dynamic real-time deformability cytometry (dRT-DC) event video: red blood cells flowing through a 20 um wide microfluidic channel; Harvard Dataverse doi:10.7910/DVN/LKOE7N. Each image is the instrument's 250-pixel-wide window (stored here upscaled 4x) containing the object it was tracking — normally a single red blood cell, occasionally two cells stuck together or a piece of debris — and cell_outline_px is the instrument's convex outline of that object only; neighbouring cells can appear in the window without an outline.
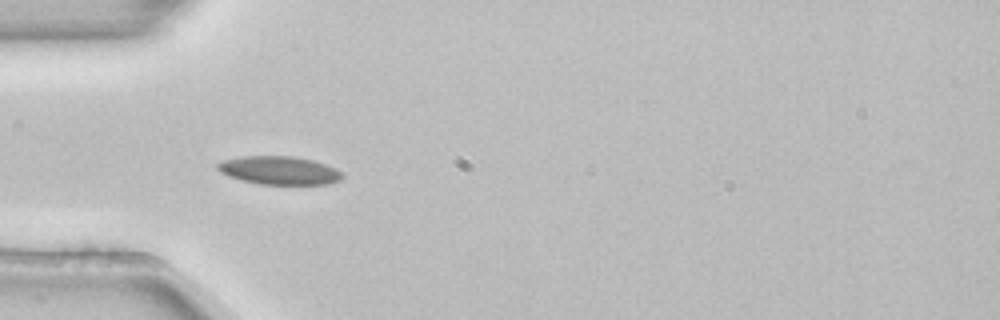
{"species": "common noctule bat (a hibernating species)", "species_latin": "Nyctalus noctula", "temperature_condition": "room temperature", "stored_images_in_passage": 53, "camera_frame_rate_fps": 3000, "um_per_image_px": 0.085, "animal": {"sex": "female", "body_mass_g": 22.7, "forearm_length_mm": 54.2}, "frame": {"image": 1, "passage_image": 16, "time_ms": 5.0, "image_size_px": [1000, 320], "cell_outline_px": [[344, 176], [340, 180], [328, 184], [260, 184], [228, 176], [220, 172], [216, 168], [216, 164], [224, 160], [240, 156], [296, 156], [312, 160], [336, 168]], "centroid_in_image_um": [23.73, 14.47], "position_along_channel_um": 61.3, "area_um2": 20.52}}